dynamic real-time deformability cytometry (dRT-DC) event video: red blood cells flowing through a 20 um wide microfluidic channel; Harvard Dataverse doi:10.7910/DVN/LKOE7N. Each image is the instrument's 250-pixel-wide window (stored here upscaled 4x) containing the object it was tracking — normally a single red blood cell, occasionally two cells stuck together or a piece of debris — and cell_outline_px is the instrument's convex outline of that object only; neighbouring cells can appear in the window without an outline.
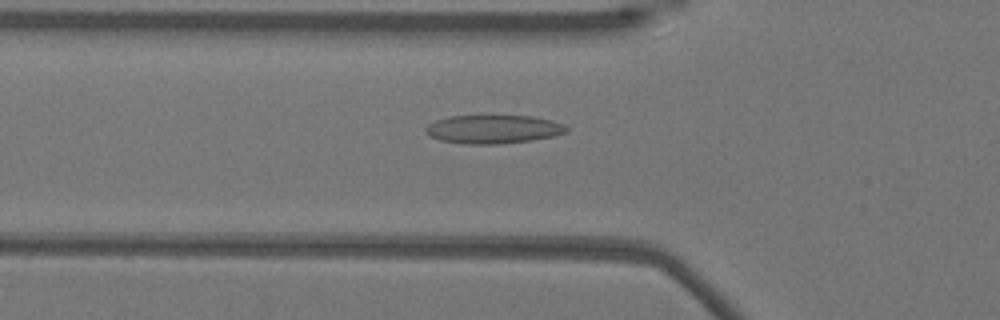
{"species": "Egyptian fruit bat (a non-hibernating species)", "species_latin": "Rousettus aegyptiacus", "temperature_condition": "warm", "stored_images_in_passage": 47, "camera_frame_rate_fps": 3000, "um_per_image_px": 0.085, "animal": {"sex": "female"}, "frame": {"image": 1, "passage_image": 12, "time_ms": 3.667, "image_size_px": [1000, 320], "cell_outline_px": [[568, 132], [552, 136], [532, 140], [496, 144], [464, 144], [440, 140], [424, 132], [424, 128], [428, 124], [436, 120], [448, 116], [532, 116], [552, 120], [564, 124], [568, 128]], "centroid_in_image_um": [41.92, 10.98], "position_along_channel_um": 83.9, "area_um2": 23.41}}
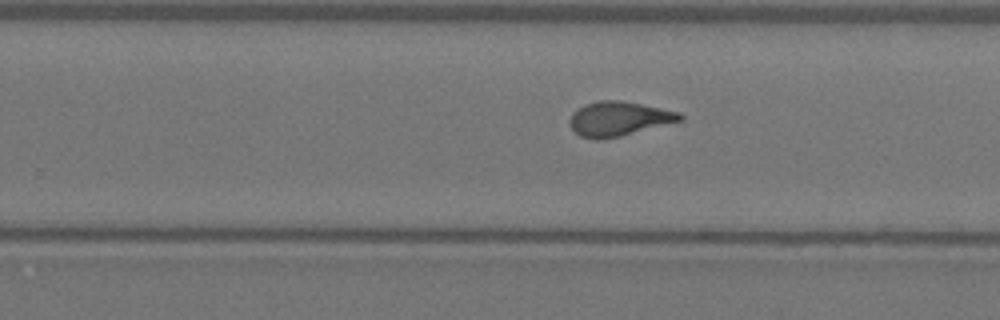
{"frame": {"image": 2, "passage_image": 27, "time_ms": 8.667, "image_size_px": [1000, 320], "cell_outline_px": [[684, 120], [620, 136], [600, 140], [596, 140], [580, 136], [568, 124], [568, 120], [572, 112], [584, 104], [596, 100], [620, 100], [680, 112], [684, 116]], "centroid_in_image_um": [52.56, 10.09], "position_along_channel_um": 277.2, "area_um2": 22.25}}
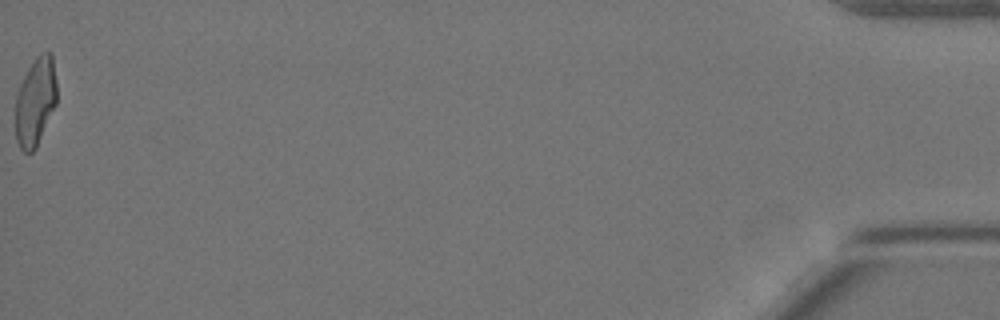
{"frame": {"image": 3, "passage_image": 47, "time_ms": 15.333, "image_size_px": [1000, 320], "cell_outline_px": [[56, 104], [36, 148], [32, 152], [24, 152], [20, 148], [16, 140], [16, 96], [20, 84], [28, 68], [36, 56], [40, 52], [52, 52], [56, 80]], "centroid_in_image_um": [3.02, 8.62], "position_along_channel_um": 432.2, "area_um2": 21.27}, "authors_computed_cell_mechanics": {"area_um2": 21.9062, "velocity_mm_per_s": 3.8648, "shape_relaxation_time_tau1_ms": 7.6913, "shape_relaxation_time_tau2_ms": 0.998, "deformation_change_tau1": 0.2408, "deformation_change_tau2": 0.0771}}